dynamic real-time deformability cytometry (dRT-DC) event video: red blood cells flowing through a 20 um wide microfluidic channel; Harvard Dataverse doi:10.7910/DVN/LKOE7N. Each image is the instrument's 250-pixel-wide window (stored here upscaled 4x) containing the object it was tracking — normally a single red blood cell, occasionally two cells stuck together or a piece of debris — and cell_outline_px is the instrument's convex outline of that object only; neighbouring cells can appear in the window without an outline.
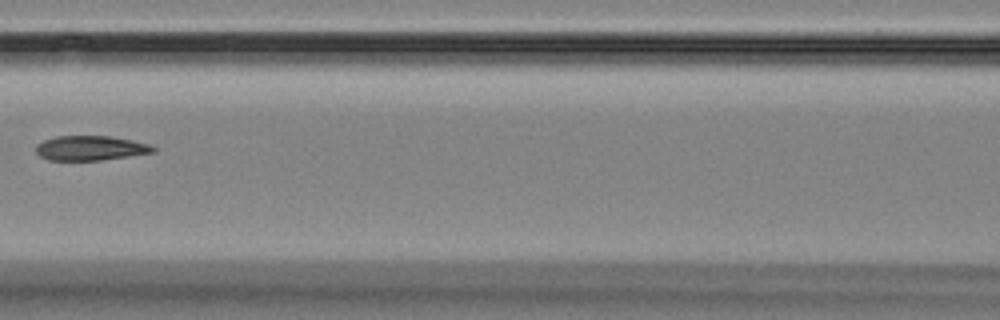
{"species": "Egyptian fruit bat (a non-hibernating species)", "species_latin": "Rousettus aegyptiacus", "temperature_condition": "room temperature", "stored_images_in_passage": 3, "camera_frame_rate_fps": 3000, "um_per_image_px": 0.085, "animal": {"sex": "female"}, "frame": {"image": 1, "passage_image": 3, "time_ms": 2.667, "image_size_px": [1000, 320], "cell_outline_px": [[156, 152], [100, 160], [48, 160], [40, 156], [36, 152], [36, 144], [44, 140], [56, 136], [108, 136], [132, 140], [152, 144], [156, 148]], "centroid_in_image_um": [7.71, 12.58], "position_along_channel_um": 158.9, "area_um2": 16.88}}